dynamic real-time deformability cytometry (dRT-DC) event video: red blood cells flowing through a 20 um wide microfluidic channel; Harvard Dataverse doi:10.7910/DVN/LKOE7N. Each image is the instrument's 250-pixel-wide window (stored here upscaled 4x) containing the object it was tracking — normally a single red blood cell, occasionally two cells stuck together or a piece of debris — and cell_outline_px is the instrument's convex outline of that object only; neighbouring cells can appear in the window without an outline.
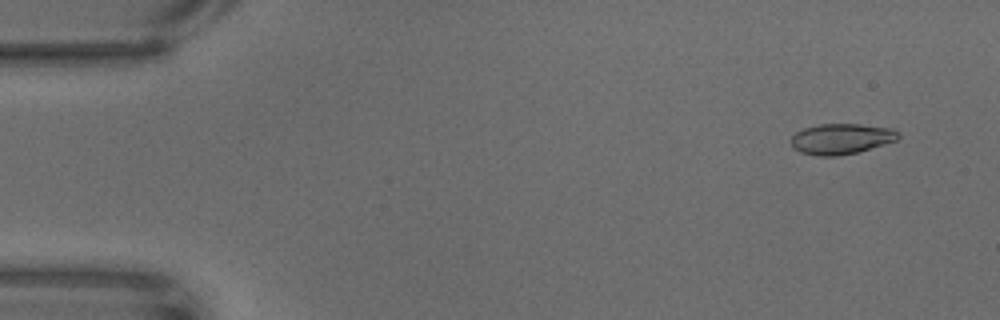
{"species": "common noctule bat (a hibernating species)", "species_latin": "Nyctalus noctula", "temperature_condition": "warm", "stored_images_in_passage": 65, "camera_frame_rate_fps": 3000, "um_per_image_px": 0.085, "animal": {"sex": "male", "body_mass_g": 18.8}, "frame": {"image": 1, "passage_image": 5, "time_ms": 1.333, "image_size_px": [1000, 320], "cell_outline_px": [[900, 136], [896, 140], [884, 144], [856, 152], [836, 156], [816, 156], [800, 152], [792, 148], [792, 136], [796, 132], [804, 128], [820, 124], [860, 124], [892, 128], [900, 132]], "centroid_in_image_um": [71.5, 11.8], "position_along_channel_um": 13.5, "area_um2": 19.07}}
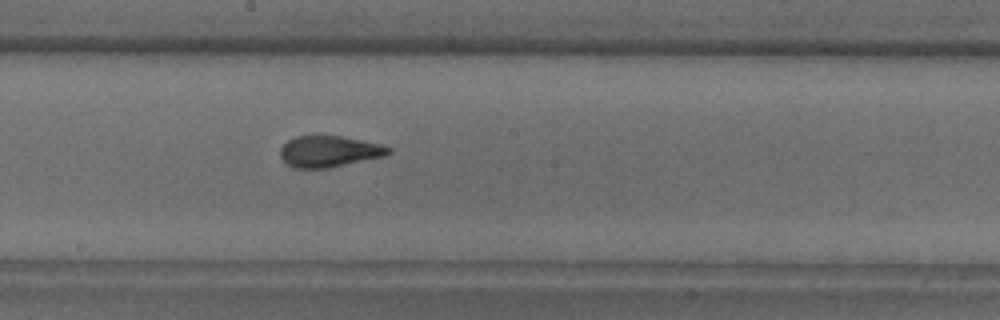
{"frame": {"image": 2, "passage_image": 36, "time_ms": 11.667, "image_size_px": [1000, 320], "cell_outline_px": [[392, 152], [384, 156], [328, 168], [296, 168], [288, 164], [280, 156], [280, 148], [288, 140], [296, 136], [340, 136], [380, 144], [392, 148]], "centroid_in_image_um": [27.98, 12.87], "position_along_channel_um": 220.2, "area_um2": 19.48}}
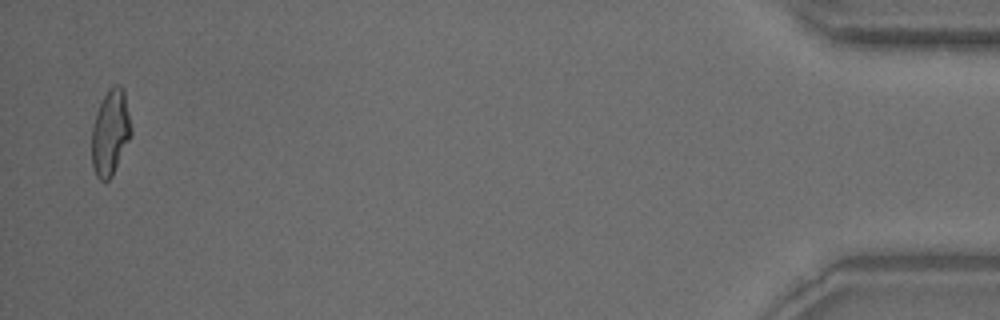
{"frame": {"image": 3, "passage_image": 64, "time_ms": 21.0, "image_size_px": [1000, 320], "cell_outline_px": [[132, 136], [112, 176], [108, 180], [100, 180], [96, 176], [92, 168], [92, 128], [96, 112], [108, 88], [116, 84], [120, 84], [124, 88], [132, 128]], "centroid_in_image_um": [9.4, 11.25], "position_along_channel_um": 425.8, "area_um2": 19.94}}